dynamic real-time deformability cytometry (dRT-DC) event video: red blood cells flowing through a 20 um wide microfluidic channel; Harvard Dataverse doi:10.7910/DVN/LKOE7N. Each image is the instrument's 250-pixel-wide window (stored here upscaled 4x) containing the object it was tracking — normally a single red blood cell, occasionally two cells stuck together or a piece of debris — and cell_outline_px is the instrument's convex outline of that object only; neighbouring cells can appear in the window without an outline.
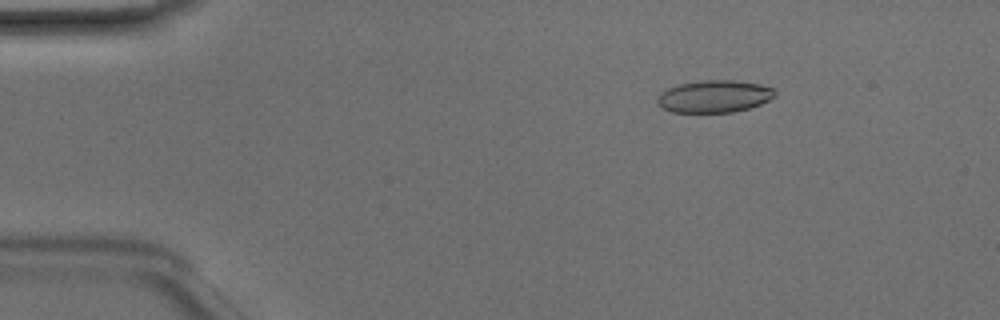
{"species": "Egyptian fruit bat (a non-hibernating species)", "species_latin": "Rousettus aegyptiacus", "temperature_condition": "room temperature", "stored_images_in_passage": 48, "camera_frame_rate_fps": 3000, "um_per_image_px": 0.085, "animal": {"sex": "male"}, "frame": {"image": 1, "passage_image": 7, "time_ms": 2.0, "image_size_px": [1000, 320], "cell_outline_px": [[776, 96], [760, 104], [748, 108], [732, 112], [672, 112], [660, 108], [656, 104], [656, 100], [660, 92], [668, 88], [680, 84], [704, 80], [732, 80], [760, 84], [772, 88], [776, 92]], "centroid_in_image_um": [60.67, 8.19], "position_along_channel_um": 24.3, "area_um2": 22.14}}
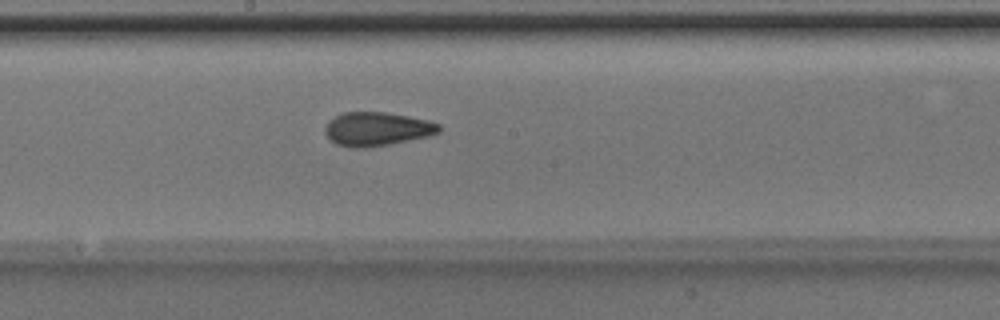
{"frame": {"image": 2, "passage_image": 26, "time_ms": 8.333, "image_size_px": [1000, 320], "cell_outline_px": [[440, 132], [428, 136], [368, 148], [352, 148], [336, 144], [324, 132], [324, 128], [328, 120], [344, 112], [388, 112], [428, 120], [440, 124]], "centroid_in_image_um": [32.03, 10.96], "position_along_channel_um": 216.2, "area_um2": 22.43}}
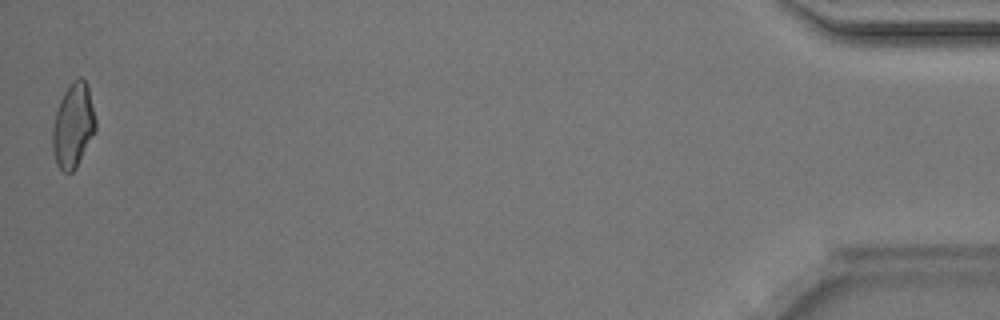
{"frame": {"image": 3, "passage_image": 48, "time_ms": 15.667, "image_size_px": [1000, 320], "cell_outline_px": [[96, 132], [76, 168], [72, 172], [64, 172], [56, 164], [52, 148], [52, 128], [56, 112], [60, 100], [64, 92], [72, 80], [80, 76], [84, 80], [88, 88], [96, 120]], "centroid_in_image_um": [6.22, 10.69], "position_along_channel_um": 429.0, "area_um2": 21.27}, "authors_computed_cell_mechanics": {"area_um2": 21.964, "velocity_mm_per_s": 4.1734, "shape_relaxation_time_tau1_ms": 5.0024, "shape_relaxation_time_tau2_ms": 1.5013, "deformation_change_tau1": 0.1421, "deformation_change_tau2": 0.0866}}